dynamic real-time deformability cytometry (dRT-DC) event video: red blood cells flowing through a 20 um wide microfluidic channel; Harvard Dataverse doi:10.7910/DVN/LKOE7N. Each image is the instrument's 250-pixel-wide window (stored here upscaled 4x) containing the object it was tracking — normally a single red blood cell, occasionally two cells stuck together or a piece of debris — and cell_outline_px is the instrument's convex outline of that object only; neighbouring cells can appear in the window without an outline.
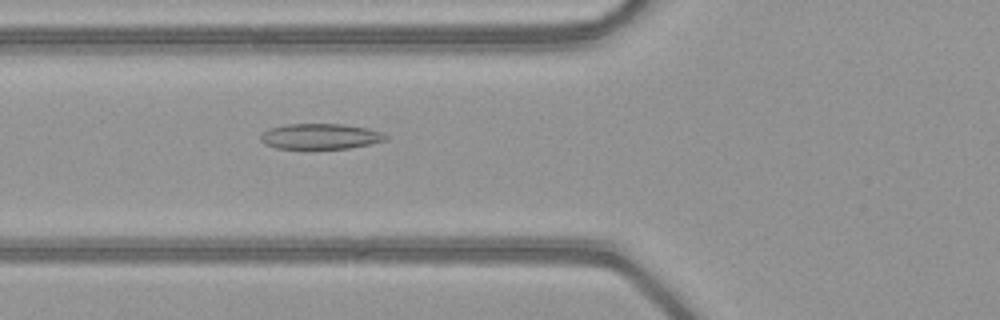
{"species": "common noctule bat (a hibernating species)", "species_latin": "Nyctalus noctula", "temperature_condition": "warm", "stored_images_in_passage": 37, "camera_frame_rate_fps": 3000, "um_per_image_px": 0.085, "animal": {"sex": "female", "body_mass_g": 21.9}, "frame": {"image": 1, "passage_image": 9, "time_ms": 2.667, "image_size_px": [1000, 320], "cell_outline_px": [[388, 140], [348, 148], [276, 148], [264, 144], [260, 140], [260, 136], [268, 128], [284, 124], [344, 124], [368, 128], [380, 132], [388, 136]], "centroid_in_image_um": [27.21, 11.58], "position_along_channel_um": 98.6, "area_um2": 18.55}}
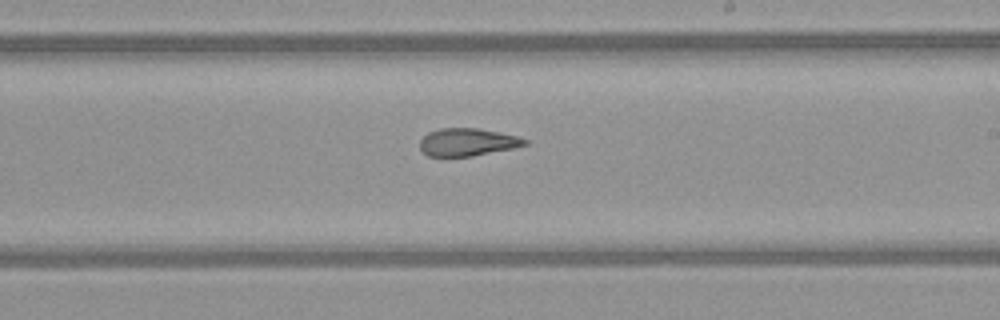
{"frame": {"image": 2, "passage_image": 20, "time_ms": 6.333, "image_size_px": [1000, 320], "cell_outline_px": [[528, 144], [512, 148], [472, 156], [428, 156], [420, 148], [420, 140], [428, 132], [440, 128], [476, 128], [516, 136], [528, 140]], "centroid_in_image_um": [39.7, 12.08], "position_along_channel_um": 249.3, "area_um2": 16.65}}
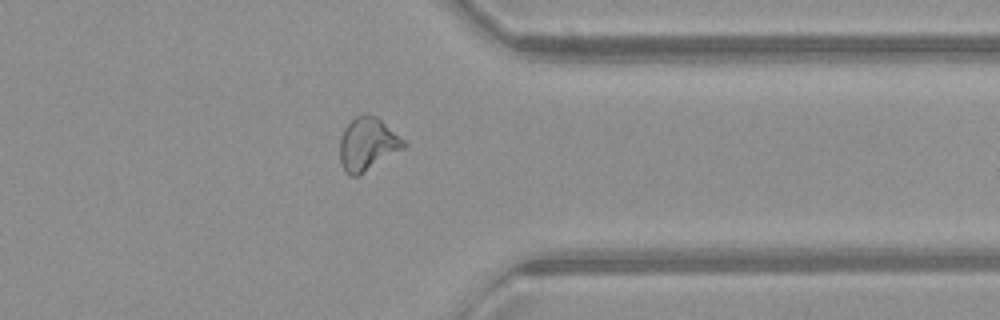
{"frame": {"image": 3, "passage_image": 30, "time_ms": 9.667, "image_size_px": [1000, 320], "cell_outline_px": [[408, 144], [404, 148], [356, 176], [348, 176], [344, 172], [340, 160], [340, 136], [344, 128], [360, 112], [364, 112], [376, 116], [404, 140]], "centroid_in_image_um": [31.21, 12.22], "position_along_channel_um": 380.2, "area_um2": 19.59}}